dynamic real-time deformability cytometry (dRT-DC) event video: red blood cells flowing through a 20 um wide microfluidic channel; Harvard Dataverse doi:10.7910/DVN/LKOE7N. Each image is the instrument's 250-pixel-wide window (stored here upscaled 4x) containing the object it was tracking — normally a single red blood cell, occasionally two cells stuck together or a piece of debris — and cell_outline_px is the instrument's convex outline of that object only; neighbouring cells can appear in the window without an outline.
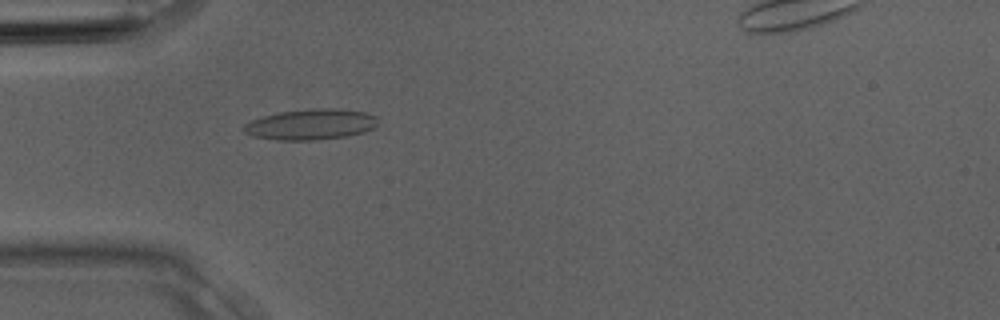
{"species": "Egyptian fruit bat (a non-hibernating species)", "species_latin": "Rousettus aegyptiacus", "temperature_condition": "room temperature", "stored_images_in_passage": 4, "segment_of_instrument_passage": [1, 2], "camera_frame_rate_fps": 3000, "um_per_image_px": 0.085, "animal": {"sex": "male"}, "frame": {"image": 1, "passage_image": 3, "time_ms": 0.667, "image_size_px": [1000, 320], "cell_outline_px": [[376, 128], [364, 132], [348, 136], [316, 140], [276, 140], [252, 136], [244, 132], [244, 124], [252, 120], [264, 116], [280, 112], [316, 108], [336, 108], [368, 112], [376, 116]], "centroid_in_image_um": [26.46, 10.57], "position_along_channel_um": 58.5, "area_um2": 24.1}}